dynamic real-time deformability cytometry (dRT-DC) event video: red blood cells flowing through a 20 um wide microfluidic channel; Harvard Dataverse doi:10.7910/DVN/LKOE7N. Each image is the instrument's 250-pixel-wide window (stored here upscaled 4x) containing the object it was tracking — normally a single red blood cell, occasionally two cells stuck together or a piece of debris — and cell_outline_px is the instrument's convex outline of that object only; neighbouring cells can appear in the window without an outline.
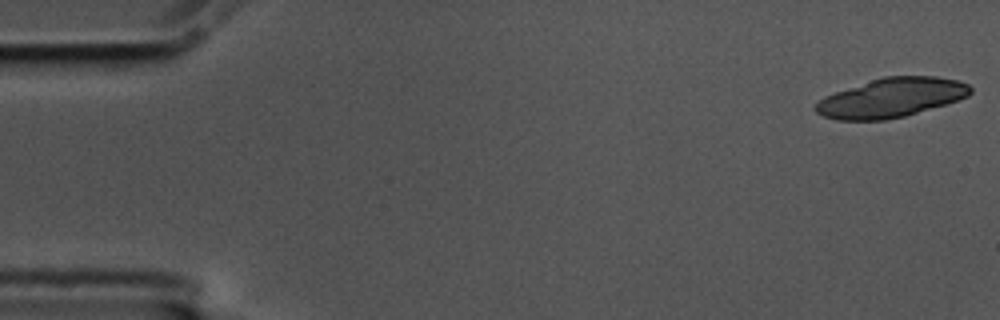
{"species": "common noctule bat (a hibernating species)", "species_latin": "Nyctalus noctula", "temperature_condition": "cold", "stored_images_in_passage": 5, "camera_frame_rate_fps": 3000, "um_per_image_px": 0.085, "animal": {"sex": "male", "body_mass_g": 17.5, "forearm_length_mm": 52.3}, "frame": {"image": 1, "passage_image": 1, "time_ms": 0.0, "image_size_px": [1000, 320], "cell_outline_px": [[972, 92], [968, 96], [960, 100], [904, 116], [884, 120], [836, 120], [824, 116], [816, 112], [812, 108], [824, 96], [884, 76], [936, 76], [956, 80], [968, 84], [972, 88]], "centroid_in_image_um": [75.78, 8.31], "position_along_channel_um": 9.2, "area_um2": 35.2}}